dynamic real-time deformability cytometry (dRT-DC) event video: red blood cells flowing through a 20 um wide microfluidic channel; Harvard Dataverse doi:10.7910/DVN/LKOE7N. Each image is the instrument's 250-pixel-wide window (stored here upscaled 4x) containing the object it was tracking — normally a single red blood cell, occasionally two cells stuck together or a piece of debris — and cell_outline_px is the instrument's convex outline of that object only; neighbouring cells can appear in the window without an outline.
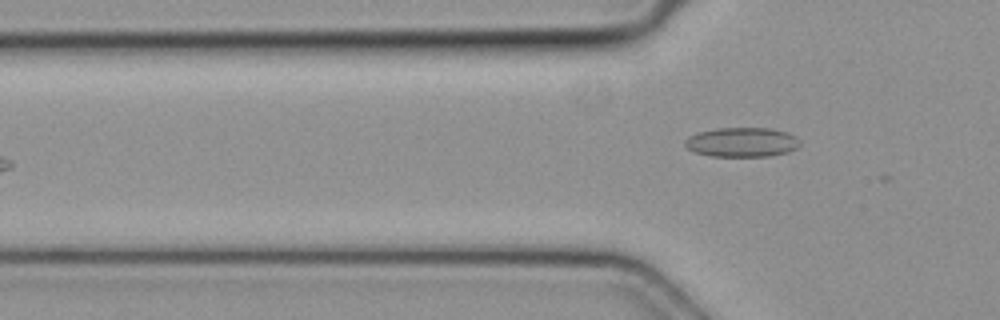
{"species": "common noctule bat (a hibernating species)", "species_latin": "Nyctalus noctula", "temperature_condition": "cold", "stored_images_in_passage": 3, "camera_frame_rate_fps": 3000, "um_per_image_px": 0.085, "animal": {"sex": "female", "body_mass_g": 19.3, "forearm_length_mm": 54.1}, "frame": {"image": 1, "passage_image": 3, "time_ms": 0.667, "image_size_px": [1000, 320], "cell_outline_px": [[800, 144], [796, 148], [788, 152], [768, 156], [712, 156], [696, 152], [688, 148], [684, 144], [684, 140], [688, 136], [700, 132], [716, 128], [772, 128], [796, 136]], "centroid_in_image_um": [63.06, 12.08], "position_along_channel_um": 62.7, "area_um2": 19.59}}